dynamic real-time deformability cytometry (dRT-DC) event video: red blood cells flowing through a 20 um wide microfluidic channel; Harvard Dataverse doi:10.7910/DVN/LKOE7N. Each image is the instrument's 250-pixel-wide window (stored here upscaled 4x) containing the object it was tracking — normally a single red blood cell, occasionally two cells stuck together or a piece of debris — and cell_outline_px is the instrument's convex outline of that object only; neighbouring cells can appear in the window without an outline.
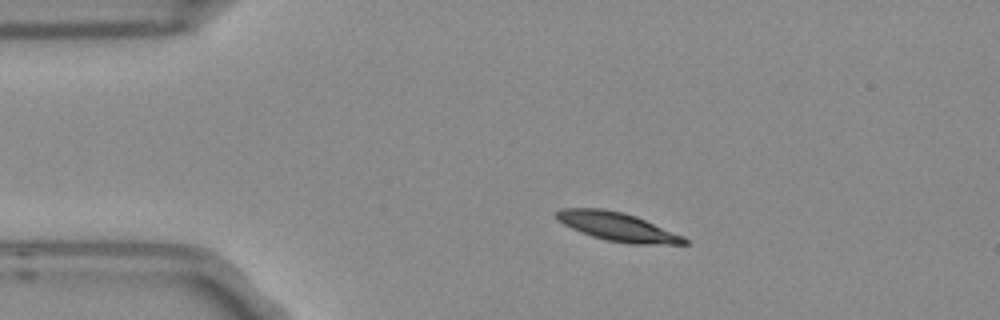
{"species": "Egyptian fruit bat (a non-hibernating species)", "species_latin": "Rousettus aegyptiacus", "temperature_condition": "room temperature", "stored_images_in_passage": 3, "camera_frame_rate_fps": 3000, "um_per_image_px": 0.085, "frame": {"image": 1, "passage_image": 1, "time_ms": 0.0, "image_size_px": [1000, 320], "cell_outline_px": [[688, 244], [628, 244], [604, 240], [580, 232], [556, 220], [556, 212], [560, 208], [604, 208], [636, 216], [684, 236], [688, 240]], "centroid_in_image_um": [52.48, 19.27], "position_along_channel_um": 32.5, "area_um2": 21.39}}
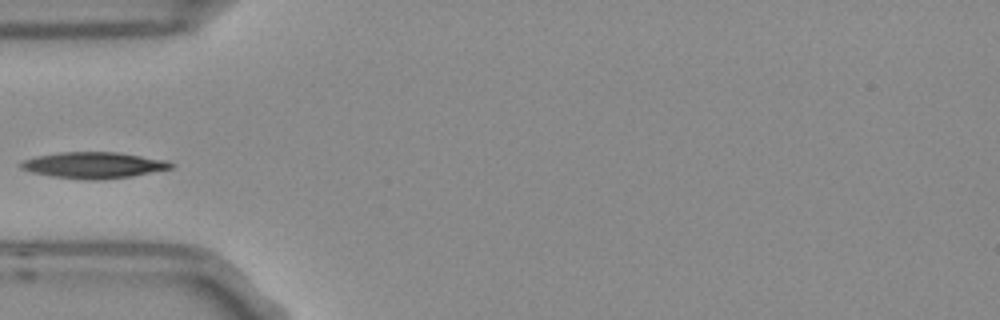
{"frame": {"image": 2, "passage_image": 3, "time_ms": 0.667, "image_size_px": [1000, 320], "cell_outline_px": [[176, 164], [172, 168], [132, 176], [100, 180], [84, 180], [56, 176], [32, 172], [20, 168], [20, 164], [24, 160], [36, 156], [60, 152], [116, 152], [168, 160]], "centroid_in_image_um": [8.01, 14.03], "position_along_channel_um": 77.0, "area_um2": 22.83}}